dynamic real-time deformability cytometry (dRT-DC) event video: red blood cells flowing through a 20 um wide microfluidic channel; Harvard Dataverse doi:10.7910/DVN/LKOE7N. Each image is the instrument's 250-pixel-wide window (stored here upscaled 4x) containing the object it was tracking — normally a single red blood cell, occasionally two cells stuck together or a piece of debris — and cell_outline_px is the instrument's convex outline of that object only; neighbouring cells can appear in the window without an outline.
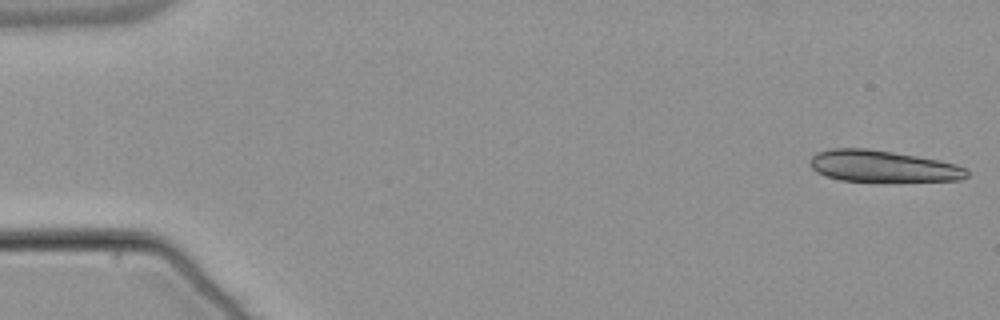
{"species": "common noctule bat (a hibernating species)", "species_latin": "Nyctalus noctula", "temperature_condition": "warm", "stored_images_in_passage": 19, "camera_frame_rate_fps": 3000, "um_per_image_px": 0.085, "animal": {"sex": "male", "body_mass_g": 21.5, "forearm_length_mm": 52.0}, "frame": {"image": 1, "passage_image": 1, "time_ms": 0.0, "image_size_px": [1000, 320], "cell_outline_px": [[968, 176], [960, 180], [840, 180], [816, 172], [812, 168], [812, 156], [816, 152], [832, 148], [868, 148], [940, 160], [956, 164], [968, 168]], "centroid_in_image_um": [75.05, 14.1], "position_along_channel_um": 10.0, "area_um2": 28.26}}